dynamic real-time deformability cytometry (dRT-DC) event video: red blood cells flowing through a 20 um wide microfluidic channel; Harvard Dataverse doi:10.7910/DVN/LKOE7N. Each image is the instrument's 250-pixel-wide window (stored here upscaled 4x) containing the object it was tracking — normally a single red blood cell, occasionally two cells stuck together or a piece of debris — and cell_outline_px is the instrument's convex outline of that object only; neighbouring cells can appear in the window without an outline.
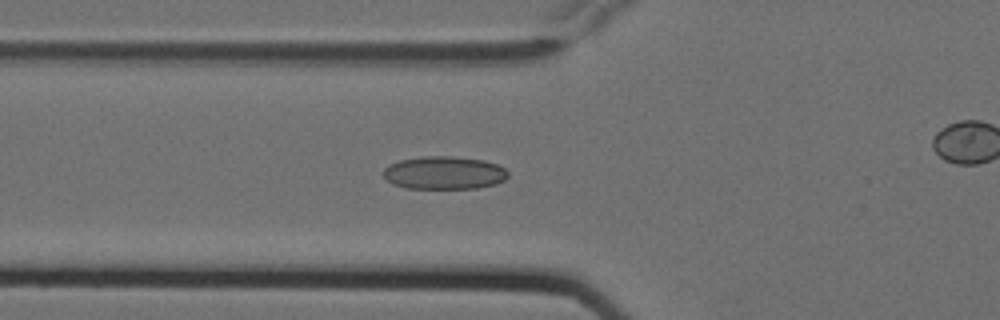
{"species": "Egyptian fruit bat (a non-hibernating species)", "species_latin": "Rousettus aegyptiacus", "temperature_condition": "cold", "stored_images_in_passage": 7, "segment_of_instrument_passage": [1, 2], "camera_frame_rate_fps": 3000, "um_per_image_px": 0.085, "animal": {"sex": "female"}, "frame": {"image": 1, "passage_image": 6, "time_ms": 1.667, "image_size_px": [1000, 320], "cell_outline_px": [[508, 176], [504, 180], [496, 184], [476, 188], [404, 188], [392, 184], [380, 172], [388, 164], [400, 160], [420, 156], [452, 156], [484, 160], [496, 164], [504, 168], [508, 172]], "centroid_in_image_um": [37.71, 14.68], "position_along_channel_um": 88.1, "area_um2": 24.16}}